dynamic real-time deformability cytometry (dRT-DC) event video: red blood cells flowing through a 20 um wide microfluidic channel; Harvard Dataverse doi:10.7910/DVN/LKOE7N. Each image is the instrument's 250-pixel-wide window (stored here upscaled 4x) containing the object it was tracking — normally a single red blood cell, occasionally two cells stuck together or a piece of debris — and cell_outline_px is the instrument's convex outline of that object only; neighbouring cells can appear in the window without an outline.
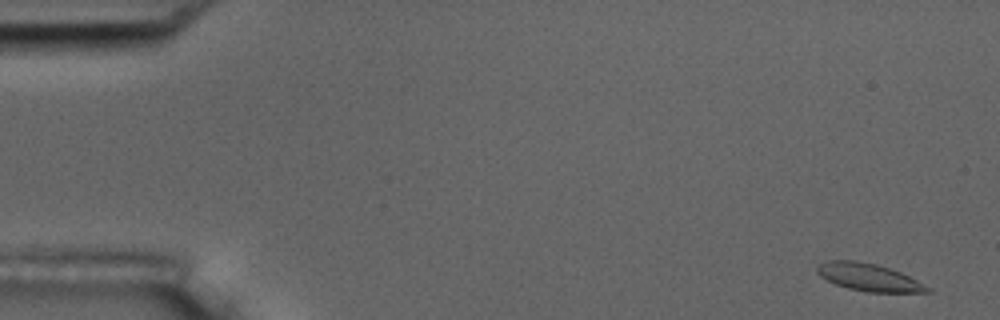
{"species": "common noctule bat (a hibernating species)", "species_latin": "Nyctalus noctula", "temperature_condition": "room temperature", "stored_images_in_passage": 5, "camera_frame_rate_fps": 3000, "um_per_image_px": 0.085, "animal": {"sex": "male", "body_mass_g": 17.5, "forearm_length_mm": 52.3}, "frame": {"image": 1, "passage_image": 1, "time_ms": 0.0, "image_size_px": [1000, 320], "cell_outline_px": [[932, 292], [868, 292], [848, 288], [836, 284], [820, 276], [816, 272], [816, 268], [820, 264], [828, 260], [856, 260], [876, 264], [900, 272], [932, 288]], "centroid_in_image_um": [73.84, 23.56], "position_along_channel_um": 11.2, "area_um2": 17.51}}